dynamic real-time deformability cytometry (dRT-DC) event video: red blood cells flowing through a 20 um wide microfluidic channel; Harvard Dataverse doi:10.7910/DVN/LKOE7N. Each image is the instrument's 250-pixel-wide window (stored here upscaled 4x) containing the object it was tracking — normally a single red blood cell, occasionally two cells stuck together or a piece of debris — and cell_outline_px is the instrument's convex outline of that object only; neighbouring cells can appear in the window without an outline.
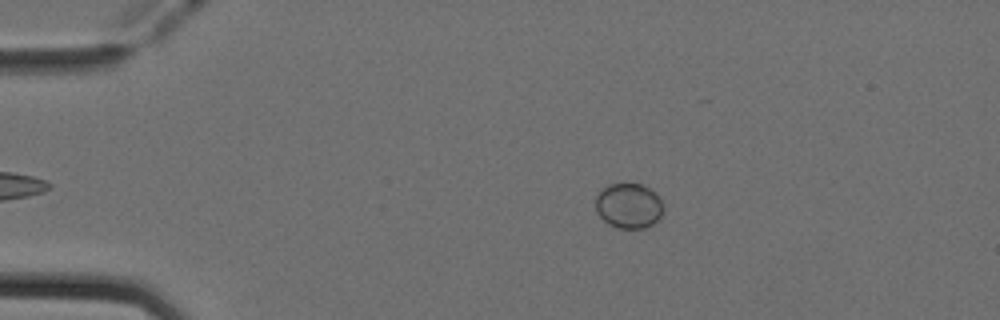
{"species": "Egyptian fruit bat (a non-hibernating species)", "species_latin": "Rousettus aegyptiacus", "temperature_condition": "cold", "stored_images_in_passage": 48, "camera_frame_rate_fps": 3000, "um_per_image_px": 0.085, "animal": {"sex": "female"}, "frame": {"image": 1, "passage_image": 6, "time_ms": 1.667, "image_size_px": [1000, 320], "cell_outline_px": [[664, 208], [660, 216], [652, 224], [644, 228], [616, 228], [608, 224], [596, 212], [596, 196], [608, 184], [640, 184], [656, 192], [660, 196]], "centroid_in_image_um": [53.45, 17.49], "position_along_channel_um": 31.5, "area_um2": 17.8}}
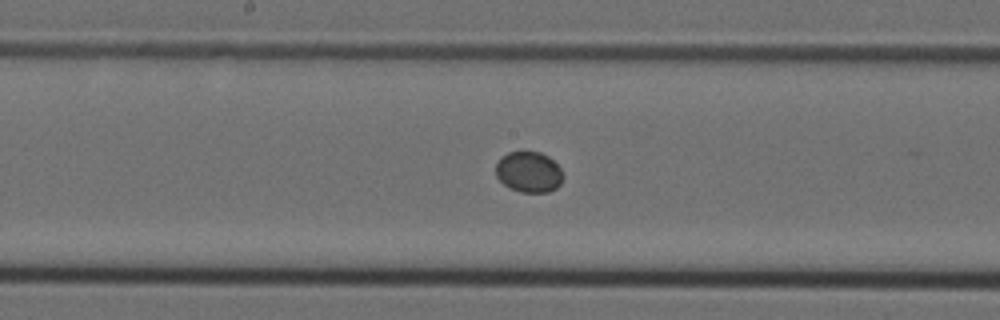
{"frame": {"image": 2, "passage_image": 23, "time_ms": 7.333, "image_size_px": [1000, 320], "cell_outline_px": [[564, 176], [560, 184], [556, 188], [548, 192], [520, 192], [508, 188], [496, 176], [496, 164], [500, 156], [508, 152], [524, 148], [540, 152], [548, 156], [560, 168]], "centroid_in_image_um": [44.92, 14.57], "position_along_channel_um": 203.3, "area_um2": 16.53}}
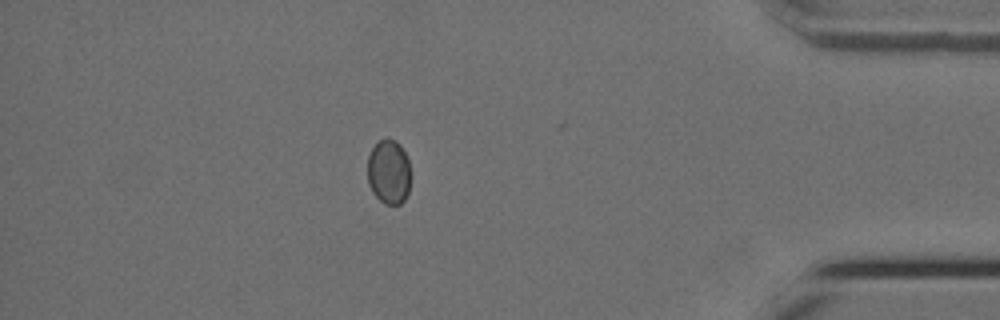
{"frame": {"image": 3, "passage_image": 41, "time_ms": 13.333, "image_size_px": [1000, 320], "cell_outline_px": [[408, 192], [404, 200], [400, 204], [384, 204], [372, 192], [368, 184], [368, 156], [372, 148], [380, 140], [388, 136], [396, 140], [400, 144], [408, 160]], "centroid_in_image_um": [33.01, 14.59], "position_along_channel_um": 402.2, "area_um2": 16.13}}